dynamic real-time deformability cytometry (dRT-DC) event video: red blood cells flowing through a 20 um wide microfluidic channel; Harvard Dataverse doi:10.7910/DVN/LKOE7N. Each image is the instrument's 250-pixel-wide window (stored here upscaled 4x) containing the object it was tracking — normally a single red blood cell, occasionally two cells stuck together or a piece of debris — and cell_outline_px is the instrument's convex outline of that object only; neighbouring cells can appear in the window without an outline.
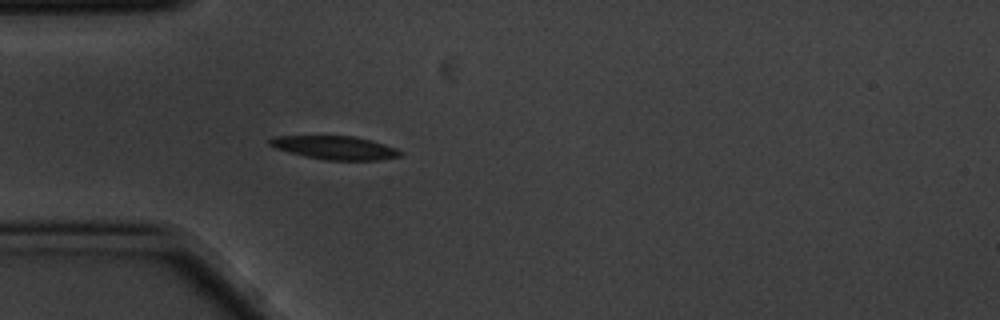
{"species": "common noctule bat (a hibernating species)", "species_latin": "Nyctalus noctula", "temperature_condition": "cold", "stored_images_in_passage": 3, "camera_frame_rate_fps": 3000, "um_per_image_px": 0.085, "animal": {"sex": "male", "body_mass_g": 20.1, "forearm_length_mm": 53.5}, "frame": {"image": 1, "passage_image": 3, "time_ms": 0.667, "image_size_px": [1000, 320], "cell_outline_px": [[404, 152], [400, 156], [380, 160], [324, 160], [276, 148], [268, 144], [268, 140], [276, 136], [352, 136], [384, 144], [396, 148]], "centroid_in_image_um": [28.51, 12.55], "position_along_channel_um": 56.5, "area_um2": 17.51}}